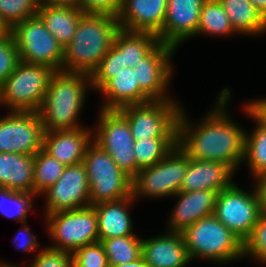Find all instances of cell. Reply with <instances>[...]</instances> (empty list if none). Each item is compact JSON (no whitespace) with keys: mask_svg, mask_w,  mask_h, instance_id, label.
Masks as SVG:
<instances>
[{"mask_svg":"<svg viewBox=\"0 0 266 267\" xmlns=\"http://www.w3.org/2000/svg\"><path fill=\"white\" fill-rule=\"evenodd\" d=\"M230 96V89L224 88L215 108L197 126L191 125L182 108L177 125V146L189 158L224 162L236 171L244 162L245 131L226 113Z\"/></svg>","mask_w":266,"mask_h":267,"instance_id":"obj_1","label":"cell"},{"mask_svg":"<svg viewBox=\"0 0 266 267\" xmlns=\"http://www.w3.org/2000/svg\"><path fill=\"white\" fill-rule=\"evenodd\" d=\"M119 30L115 16L84 13L72 40L64 48L62 71L91 75L110 51Z\"/></svg>","mask_w":266,"mask_h":267,"instance_id":"obj_2","label":"cell"},{"mask_svg":"<svg viewBox=\"0 0 266 267\" xmlns=\"http://www.w3.org/2000/svg\"><path fill=\"white\" fill-rule=\"evenodd\" d=\"M87 85H91L89 74L55 71L38 111L45 132L83 127L77 120L83 109Z\"/></svg>","mask_w":266,"mask_h":267,"instance_id":"obj_3","label":"cell"},{"mask_svg":"<svg viewBox=\"0 0 266 267\" xmlns=\"http://www.w3.org/2000/svg\"><path fill=\"white\" fill-rule=\"evenodd\" d=\"M190 260L204 258L217 263L243 259V241L214 214L204 217L181 232Z\"/></svg>","mask_w":266,"mask_h":267,"instance_id":"obj_4","label":"cell"},{"mask_svg":"<svg viewBox=\"0 0 266 267\" xmlns=\"http://www.w3.org/2000/svg\"><path fill=\"white\" fill-rule=\"evenodd\" d=\"M54 73L46 65L20 61L0 86V103L10 111L38 112Z\"/></svg>","mask_w":266,"mask_h":267,"instance_id":"obj_5","label":"cell"},{"mask_svg":"<svg viewBox=\"0 0 266 267\" xmlns=\"http://www.w3.org/2000/svg\"><path fill=\"white\" fill-rule=\"evenodd\" d=\"M82 163L88 176L91 206L132 195V179L94 142L88 146Z\"/></svg>","mask_w":266,"mask_h":267,"instance_id":"obj_6","label":"cell"},{"mask_svg":"<svg viewBox=\"0 0 266 267\" xmlns=\"http://www.w3.org/2000/svg\"><path fill=\"white\" fill-rule=\"evenodd\" d=\"M53 245L49 248L73 253L79 247L99 241L97 215L93 206L59 211L45 216Z\"/></svg>","mask_w":266,"mask_h":267,"instance_id":"obj_7","label":"cell"},{"mask_svg":"<svg viewBox=\"0 0 266 267\" xmlns=\"http://www.w3.org/2000/svg\"><path fill=\"white\" fill-rule=\"evenodd\" d=\"M187 168L188 157L176 145L161 161L132 178V197H173L180 191Z\"/></svg>","mask_w":266,"mask_h":267,"instance_id":"obj_8","label":"cell"},{"mask_svg":"<svg viewBox=\"0 0 266 267\" xmlns=\"http://www.w3.org/2000/svg\"><path fill=\"white\" fill-rule=\"evenodd\" d=\"M249 193L233 182L216 197L214 216L243 242L265 211L257 185Z\"/></svg>","mask_w":266,"mask_h":267,"instance_id":"obj_9","label":"cell"},{"mask_svg":"<svg viewBox=\"0 0 266 267\" xmlns=\"http://www.w3.org/2000/svg\"><path fill=\"white\" fill-rule=\"evenodd\" d=\"M173 100L150 101L127 105L118 111L127 119L134 140L147 138H177V125L181 112Z\"/></svg>","mask_w":266,"mask_h":267,"instance_id":"obj_10","label":"cell"},{"mask_svg":"<svg viewBox=\"0 0 266 267\" xmlns=\"http://www.w3.org/2000/svg\"><path fill=\"white\" fill-rule=\"evenodd\" d=\"M11 33L19 51L20 61L42 64L55 71H62L64 48L38 15L17 23Z\"/></svg>","mask_w":266,"mask_h":267,"instance_id":"obj_11","label":"cell"},{"mask_svg":"<svg viewBox=\"0 0 266 267\" xmlns=\"http://www.w3.org/2000/svg\"><path fill=\"white\" fill-rule=\"evenodd\" d=\"M93 142L106 151L131 179L136 175L134 137L127 119L118 110L99 111Z\"/></svg>","mask_w":266,"mask_h":267,"instance_id":"obj_12","label":"cell"},{"mask_svg":"<svg viewBox=\"0 0 266 267\" xmlns=\"http://www.w3.org/2000/svg\"><path fill=\"white\" fill-rule=\"evenodd\" d=\"M9 112L0 118V152L34 156L43 148L45 134L38 112Z\"/></svg>","mask_w":266,"mask_h":267,"instance_id":"obj_13","label":"cell"},{"mask_svg":"<svg viewBox=\"0 0 266 267\" xmlns=\"http://www.w3.org/2000/svg\"><path fill=\"white\" fill-rule=\"evenodd\" d=\"M45 194V216L91 206L88 176L83 163L66 166L57 182Z\"/></svg>","mask_w":266,"mask_h":267,"instance_id":"obj_14","label":"cell"},{"mask_svg":"<svg viewBox=\"0 0 266 267\" xmlns=\"http://www.w3.org/2000/svg\"><path fill=\"white\" fill-rule=\"evenodd\" d=\"M176 50L171 45L159 42L135 68L140 89L152 101L173 100L167 93V87L173 74L171 56Z\"/></svg>","mask_w":266,"mask_h":267,"instance_id":"obj_15","label":"cell"},{"mask_svg":"<svg viewBox=\"0 0 266 267\" xmlns=\"http://www.w3.org/2000/svg\"><path fill=\"white\" fill-rule=\"evenodd\" d=\"M205 0H168L167 12L158 36L161 43L178 48L190 37L197 36L201 8Z\"/></svg>","mask_w":266,"mask_h":267,"instance_id":"obj_16","label":"cell"},{"mask_svg":"<svg viewBox=\"0 0 266 267\" xmlns=\"http://www.w3.org/2000/svg\"><path fill=\"white\" fill-rule=\"evenodd\" d=\"M168 0H122L117 20L120 29L162 33Z\"/></svg>","mask_w":266,"mask_h":267,"instance_id":"obj_17","label":"cell"},{"mask_svg":"<svg viewBox=\"0 0 266 267\" xmlns=\"http://www.w3.org/2000/svg\"><path fill=\"white\" fill-rule=\"evenodd\" d=\"M88 128L45 132L43 150L65 166L83 162L93 132Z\"/></svg>","mask_w":266,"mask_h":267,"instance_id":"obj_18","label":"cell"},{"mask_svg":"<svg viewBox=\"0 0 266 267\" xmlns=\"http://www.w3.org/2000/svg\"><path fill=\"white\" fill-rule=\"evenodd\" d=\"M215 190H198L178 192V202L170 216L168 231L181 233L196 221L214 213L216 197Z\"/></svg>","mask_w":266,"mask_h":267,"instance_id":"obj_19","label":"cell"},{"mask_svg":"<svg viewBox=\"0 0 266 267\" xmlns=\"http://www.w3.org/2000/svg\"><path fill=\"white\" fill-rule=\"evenodd\" d=\"M142 257L148 267H185L191 261L179 232L142 239Z\"/></svg>","mask_w":266,"mask_h":267,"instance_id":"obj_20","label":"cell"},{"mask_svg":"<svg viewBox=\"0 0 266 267\" xmlns=\"http://www.w3.org/2000/svg\"><path fill=\"white\" fill-rule=\"evenodd\" d=\"M234 171L224 162L195 160L188 157V168L180 192L215 190L229 187Z\"/></svg>","mask_w":266,"mask_h":267,"instance_id":"obj_21","label":"cell"},{"mask_svg":"<svg viewBox=\"0 0 266 267\" xmlns=\"http://www.w3.org/2000/svg\"><path fill=\"white\" fill-rule=\"evenodd\" d=\"M104 94L103 110H118L127 105L143 104L152 101L141 89L136 69L125 67L111 79L100 91Z\"/></svg>","mask_w":266,"mask_h":267,"instance_id":"obj_22","label":"cell"},{"mask_svg":"<svg viewBox=\"0 0 266 267\" xmlns=\"http://www.w3.org/2000/svg\"><path fill=\"white\" fill-rule=\"evenodd\" d=\"M135 199L126 197L117 201L102 202L94 205L97 224L99 241L111 239L116 237H123L126 235H135L132 229V220L128 212L130 204Z\"/></svg>","mask_w":266,"mask_h":267,"instance_id":"obj_23","label":"cell"},{"mask_svg":"<svg viewBox=\"0 0 266 267\" xmlns=\"http://www.w3.org/2000/svg\"><path fill=\"white\" fill-rule=\"evenodd\" d=\"M33 156L0 152V187L33 193Z\"/></svg>","mask_w":266,"mask_h":267,"instance_id":"obj_24","label":"cell"},{"mask_svg":"<svg viewBox=\"0 0 266 267\" xmlns=\"http://www.w3.org/2000/svg\"><path fill=\"white\" fill-rule=\"evenodd\" d=\"M84 13L78 6H38L37 15L55 39L65 48L75 34Z\"/></svg>","mask_w":266,"mask_h":267,"instance_id":"obj_25","label":"cell"},{"mask_svg":"<svg viewBox=\"0 0 266 267\" xmlns=\"http://www.w3.org/2000/svg\"><path fill=\"white\" fill-rule=\"evenodd\" d=\"M235 33L244 35L266 32V19L249 0H219Z\"/></svg>","mask_w":266,"mask_h":267,"instance_id":"obj_26","label":"cell"},{"mask_svg":"<svg viewBox=\"0 0 266 267\" xmlns=\"http://www.w3.org/2000/svg\"><path fill=\"white\" fill-rule=\"evenodd\" d=\"M158 43V36L155 34L120 29L116 33L113 45L122 53L125 67L136 68L140 60Z\"/></svg>","mask_w":266,"mask_h":267,"instance_id":"obj_27","label":"cell"},{"mask_svg":"<svg viewBox=\"0 0 266 267\" xmlns=\"http://www.w3.org/2000/svg\"><path fill=\"white\" fill-rule=\"evenodd\" d=\"M227 36L234 34L229 17L219 0H205L200 13L197 34Z\"/></svg>","mask_w":266,"mask_h":267,"instance_id":"obj_28","label":"cell"},{"mask_svg":"<svg viewBox=\"0 0 266 267\" xmlns=\"http://www.w3.org/2000/svg\"><path fill=\"white\" fill-rule=\"evenodd\" d=\"M177 138H147L134 141L136 174L161 161L175 146Z\"/></svg>","mask_w":266,"mask_h":267,"instance_id":"obj_29","label":"cell"},{"mask_svg":"<svg viewBox=\"0 0 266 267\" xmlns=\"http://www.w3.org/2000/svg\"><path fill=\"white\" fill-rule=\"evenodd\" d=\"M33 162V193L39 196L57 182L66 166L43 149L33 156Z\"/></svg>","mask_w":266,"mask_h":267,"instance_id":"obj_30","label":"cell"},{"mask_svg":"<svg viewBox=\"0 0 266 267\" xmlns=\"http://www.w3.org/2000/svg\"><path fill=\"white\" fill-rule=\"evenodd\" d=\"M126 235L102 240L109 265L128 264L142 255V239Z\"/></svg>","mask_w":266,"mask_h":267,"instance_id":"obj_31","label":"cell"},{"mask_svg":"<svg viewBox=\"0 0 266 267\" xmlns=\"http://www.w3.org/2000/svg\"><path fill=\"white\" fill-rule=\"evenodd\" d=\"M257 124L253 133L245 132L244 161L248 162L250 173L256 180L266 173V128Z\"/></svg>","mask_w":266,"mask_h":267,"instance_id":"obj_32","label":"cell"},{"mask_svg":"<svg viewBox=\"0 0 266 267\" xmlns=\"http://www.w3.org/2000/svg\"><path fill=\"white\" fill-rule=\"evenodd\" d=\"M35 193L18 192L0 187V213L6 218H13L22 224L33 205Z\"/></svg>","mask_w":266,"mask_h":267,"instance_id":"obj_33","label":"cell"},{"mask_svg":"<svg viewBox=\"0 0 266 267\" xmlns=\"http://www.w3.org/2000/svg\"><path fill=\"white\" fill-rule=\"evenodd\" d=\"M125 68L122 53L112 45L110 51L100 61L98 67L90 75L91 88L100 91L116 74Z\"/></svg>","mask_w":266,"mask_h":267,"instance_id":"obj_34","label":"cell"},{"mask_svg":"<svg viewBox=\"0 0 266 267\" xmlns=\"http://www.w3.org/2000/svg\"><path fill=\"white\" fill-rule=\"evenodd\" d=\"M37 12V0H0V17L10 29Z\"/></svg>","mask_w":266,"mask_h":267,"instance_id":"obj_35","label":"cell"},{"mask_svg":"<svg viewBox=\"0 0 266 267\" xmlns=\"http://www.w3.org/2000/svg\"><path fill=\"white\" fill-rule=\"evenodd\" d=\"M244 257H253L266 265V210L260 215L250 235L243 242Z\"/></svg>","mask_w":266,"mask_h":267,"instance_id":"obj_36","label":"cell"},{"mask_svg":"<svg viewBox=\"0 0 266 267\" xmlns=\"http://www.w3.org/2000/svg\"><path fill=\"white\" fill-rule=\"evenodd\" d=\"M71 255L73 267H109L100 241L79 247Z\"/></svg>","mask_w":266,"mask_h":267,"instance_id":"obj_37","label":"cell"},{"mask_svg":"<svg viewBox=\"0 0 266 267\" xmlns=\"http://www.w3.org/2000/svg\"><path fill=\"white\" fill-rule=\"evenodd\" d=\"M20 62L19 51L12 33L0 37V86Z\"/></svg>","mask_w":266,"mask_h":267,"instance_id":"obj_38","label":"cell"},{"mask_svg":"<svg viewBox=\"0 0 266 267\" xmlns=\"http://www.w3.org/2000/svg\"><path fill=\"white\" fill-rule=\"evenodd\" d=\"M29 267H73L72 255L47 246L41 249Z\"/></svg>","mask_w":266,"mask_h":267,"instance_id":"obj_39","label":"cell"},{"mask_svg":"<svg viewBox=\"0 0 266 267\" xmlns=\"http://www.w3.org/2000/svg\"><path fill=\"white\" fill-rule=\"evenodd\" d=\"M122 0H78L77 6L83 13L107 14L117 17Z\"/></svg>","mask_w":266,"mask_h":267,"instance_id":"obj_40","label":"cell"},{"mask_svg":"<svg viewBox=\"0 0 266 267\" xmlns=\"http://www.w3.org/2000/svg\"><path fill=\"white\" fill-rule=\"evenodd\" d=\"M246 115L266 128V98L253 100L244 105Z\"/></svg>","mask_w":266,"mask_h":267,"instance_id":"obj_41","label":"cell"},{"mask_svg":"<svg viewBox=\"0 0 266 267\" xmlns=\"http://www.w3.org/2000/svg\"><path fill=\"white\" fill-rule=\"evenodd\" d=\"M22 230L19 231L14 240V245L18 247L19 249L25 251V252H32L37 249L38 242H37V236L33 235L30 230L28 229L27 222L23 223ZM22 236V237H21Z\"/></svg>","mask_w":266,"mask_h":267,"instance_id":"obj_42","label":"cell"},{"mask_svg":"<svg viewBox=\"0 0 266 267\" xmlns=\"http://www.w3.org/2000/svg\"><path fill=\"white\" fill-rule=\"evenodd\" d=\"M256 185L260 193L262 205L264 210H266V173L256 179Z\"/></svg>","mask_w":266,"mask_h":267,"instance_id":"obj_43","label":"cell"},{"mask_svg":"<svg viewBox=\"0 0 266 267\" xmlns=\"http://www.w3.org/2000/svg\"><path fill=\"white\" fill-rule=\"evenodd\" d=\"M38 6L72 5L77 6L78 0H37Z\"/></svg>","mask_w":266,"mask_h":267,"instance_id":"obj_44","label":"cell"},{"mask_svg":"<svg viewBox=\"0 0 266 267\" xmlns=\"http://www.w3.org/2000/svg\"><path fill=\"white\" fill-rule=\"evenodd\" d=\"M109 267H148L142 255L135 261L128 264L109 265Z\"/></svg>","mask_w":266,"mask_h":267,"instance_id":"obj_45","label":"cell"},{"mask_svg":"<svg viewBox=\"0 0 266 267\" xmlns=\"http://www.w3.org/2000/svg\"><path fill=\"white\" fill-rule=\"evenodd\" d=\"M249 1L266 19V0H249Z\"/></svg>","mask_w":266,"mask_h":267,"instance_id":"obj_46","label":"cell"},{"mask_svg":"<svg viewBox=\"0 0 266 267\" xmlns=\"http://www.w3.org/2000/svg\"><path fill=\"white\" fill-rule=\"evenodd\" d=\"M11 32V29L5 24L0 17V37L5 36Z\"/></svg>","mask_w":266,"mask_h":267,"instance_id":"obj_47","label":"cell"},{"mask_svg":"<svg viewBox=\"0 0 266 267\" xmlns=\"http://www.w3.org/2000/svg\"><path fill=\"white\" fill-rule=\"evenodd\" d=\"M0 267H19V266H14L8 263L0 262Z\"/></svg>","mask_w":266,"mask_h":267,"instance_id":"obj_48","label":"cell"}]
</instances>
